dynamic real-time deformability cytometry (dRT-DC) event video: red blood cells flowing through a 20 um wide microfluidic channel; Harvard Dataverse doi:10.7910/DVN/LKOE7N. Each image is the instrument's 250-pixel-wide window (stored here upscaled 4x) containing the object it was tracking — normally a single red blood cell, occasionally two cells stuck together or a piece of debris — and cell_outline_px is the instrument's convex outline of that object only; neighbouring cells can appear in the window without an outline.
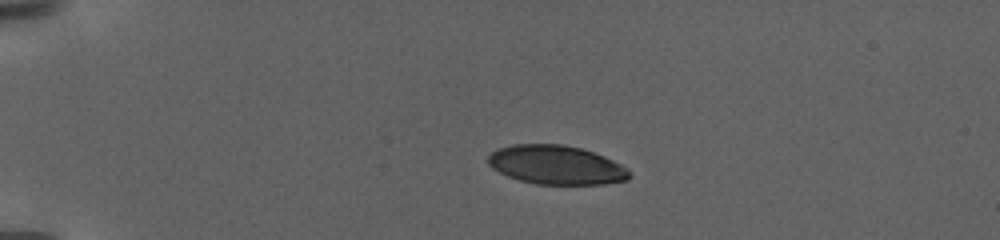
{"species": "human", "species_latin": "Homo sapiens", "temperature_condition": "warm", "stored_images_in_passage": 11, "camera_frame_rate_fps": 3000, "um_per_image_px": 0.085, "donor": {"sex": "female"}, "frame": {"image": 1, "passage_image": 1, "time_ms": 0.0, "image_size_px": [1000, 240], "cell_outline_px": [[632, 176], [628, 180], [604, 184], [536, 184], [520, 180], [508, 176], [492, 168], [488, 164], [488, 156], [496, 148], [512, 144], [564, 144], [580, 148], [604, 156], [628, 168], [632, 172]], "centroid_in_image_um": [47.29, 14.02], "position_along_channel_um": 37.7, "area_um2": 32.25}}
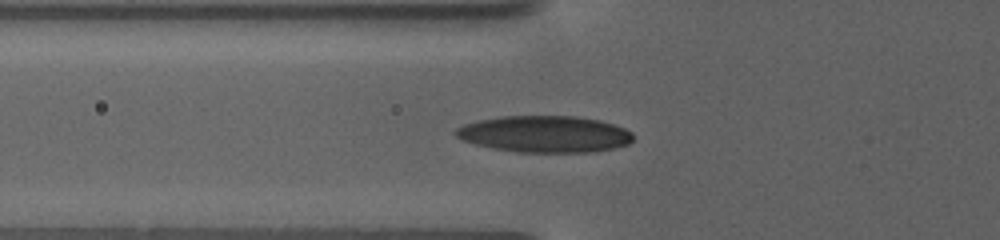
{"frame": {"image": 2, "passage_image": 7, "time_ms": 3.667, "image_size_px": [1000, 240], "cell_outline_px": [[632, 140], [628, 144], [616, 148], [596, 152], [516, 152], [492, 148], [476, 144], [464, 140], [456, 136], [452, 132], [456, 128], [464, 124], [480, 120], [500, 116], [576, 116], [600, 120], [624, 128], [632, 132]], "centroid_in_image_um": [46.31, 11.4], "position_along_channel_um": 79.5, "area_um2": 37.97}}
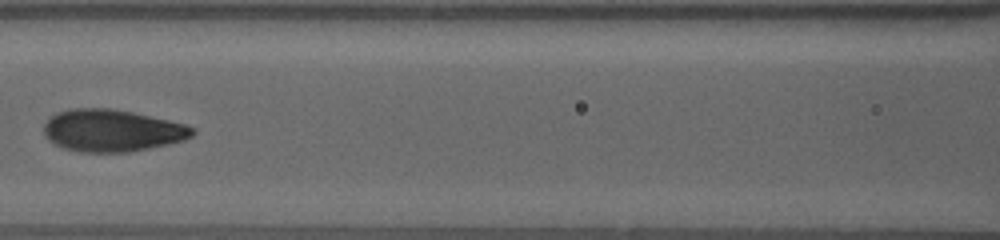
{"frame": {"image": 3, "passage_image": 10, "time_ms": 6.333, "image_size_px": [1000, 240], "cell_outline_px": [[196, 132], [192, 136], [184, 140], [168, 144], [128, 152], [80, 152], [64, 148], [52, 144], [44, 136], [44, 124], [56, 112], [68, 108], [112, 108], [132, 112], [168, 120], [184, 124], [196, 128]], "centroid_in_image_um": [9.5, 11.09], "position_along_channel_um": 157.1, "area_um2": 36.65}}